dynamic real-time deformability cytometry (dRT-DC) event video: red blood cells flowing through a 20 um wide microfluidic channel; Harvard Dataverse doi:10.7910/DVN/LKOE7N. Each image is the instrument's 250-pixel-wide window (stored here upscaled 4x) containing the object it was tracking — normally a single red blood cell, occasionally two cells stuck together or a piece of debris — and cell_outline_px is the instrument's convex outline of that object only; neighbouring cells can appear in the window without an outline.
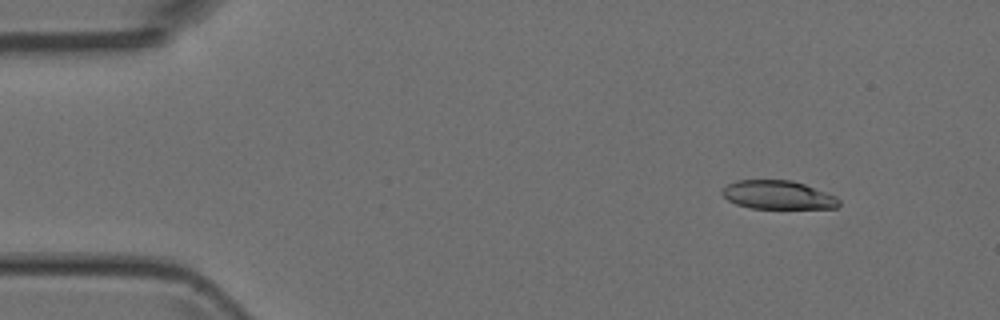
{"species": "Egyptian fruit bat (a non-hibernating species)", "species_latin": "Rousettus aegyptiacus", "temperature_condition": "room temperature", "stored_images_in_passage": 5, "camera_frame_rate_fps": 3000, "um_per_image_px": 0.085, "animal": {"sex": "female"}, "frame": {"image": 1, "passage_image": 2, "time_ms": 1.333, "image_size_px": [1000, 320], "cell_outline_px": [[840, 204], [836, 208], [752, 208], [736, 204], [728, 200], [720, 192], [728, 184], [736, 180], [792, 180], [804, 184], [836, 196], [840, 200]], "centroid_in_image_um": [66.12, 16.57], "position_along_channel_um": 18.9, "area_um2": 19.36}}
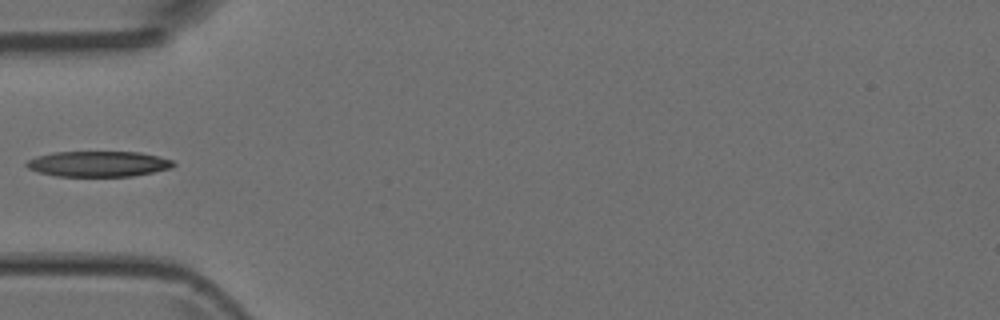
{"frame": {"image": 2, "passage_image": 5, "time_ms": 5.0, "image_size_px": [1000, 320], "cell_outline_px": [[176, 164], [172, 168], [132, 176], [56, 176], [40, 172], [28, 168], [24, 164], [28, 160], [36, 156], [52, 152], [140, 152], [160, 156], [172, 160]], "centroid_in_image_um": [8.37, 13.92], "position_along_channel_um": 76.6, "area_um2": 21.91}}